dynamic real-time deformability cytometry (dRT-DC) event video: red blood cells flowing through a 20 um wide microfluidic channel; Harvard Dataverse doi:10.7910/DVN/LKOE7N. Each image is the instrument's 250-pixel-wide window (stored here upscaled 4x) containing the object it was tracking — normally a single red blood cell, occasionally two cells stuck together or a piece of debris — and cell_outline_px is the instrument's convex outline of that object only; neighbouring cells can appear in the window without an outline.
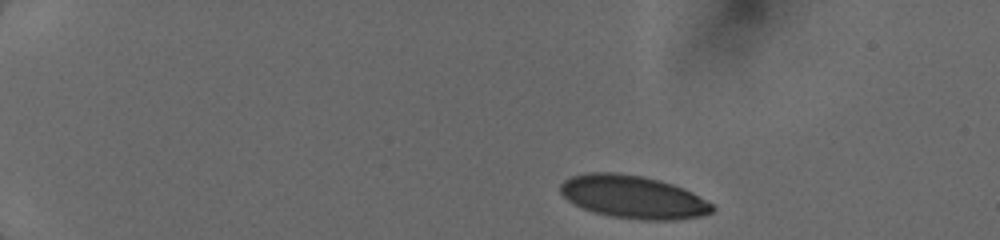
{"species": "human", "species_latin": "Homo sapiens", "temperature_condition": "cold", "stored_images_in_passage": 10, "camera_frame_rate_fps": 3000, "um_per_image_px": 0.085, "donor": {"sex": "female"}, "frame": {"image": 1, "passage_image": 1, "time_ms": 0.0, "image_size_px": [1000, 240], "cell_outline_px": [[716, 208], [712, 212], [704, 216], [676, 220], [644, 220], [612, 216], [596, 212], [584, 208], [568, 200], [560, 192], [560, 184], [564, 180], [572, 176], [588, 172], [616, 172], [644, 176], [660, 180], [684, 188], [692, 192], [712, 204]], "centroid_in_image_um": [53.85, 16.73], "position_along_channel_um": 31.1, "area_um2": 37.97}}
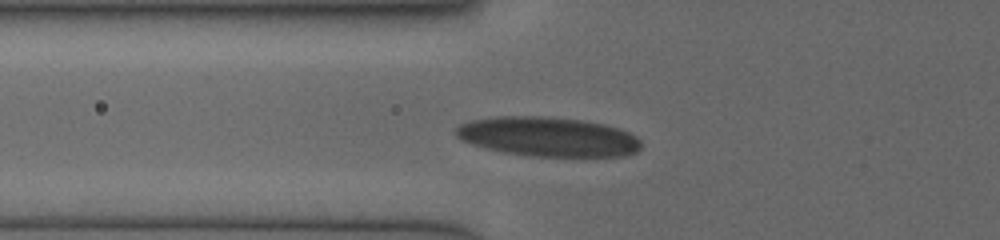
{"frame": {"image": 2, "passage_image": 9, "time_ms": 3.667, "image_size_px": [1000, 240], "cell_outline_px": [[640, 148], [636, 152], [624, 156], [528, 156], [504, 152], [484, 148], [460, 140], [456, 136], [456, 128], [460, 124], [472, 120], [496, 116], [540, 116], [580, 120], [604, 124], [620, 128], [636, 136], [640, 140]], "centroid_in_image_um": [46.56, 11.62], "position_along_channel_um": 79.2, "area_um2": 42.6}}